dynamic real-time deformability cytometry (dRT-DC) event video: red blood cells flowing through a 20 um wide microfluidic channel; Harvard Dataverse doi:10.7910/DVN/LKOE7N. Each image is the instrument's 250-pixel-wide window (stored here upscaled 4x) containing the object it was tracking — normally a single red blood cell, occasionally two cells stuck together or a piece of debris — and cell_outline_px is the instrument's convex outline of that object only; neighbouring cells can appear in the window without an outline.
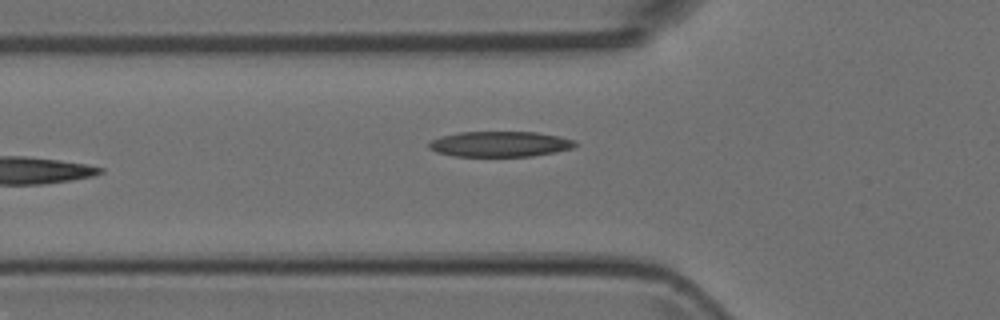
{"species": "Egyptian fruit bat (a non-hibernating species)", "species_latin": "Rousettus aegyptiacus", "temperature_condition": "room temperature", "stored_images_in_passage": 6, "camera_frame_rate_fps": 3000, "um_per_image_px": 0.085, "animal": {"sex": "female"}, "frame": {"image": 1, "passage_image": 6, "time_ms": 1.667, "image_size_px": [1000, 320], "cell_outline_px": [[580, 144], [572, 148], [556, 152], [532, 156], [452, 156], [436, 152], [428, 148], [428, 144], [432, 140], [440, 136], [460, 132], [536, 132], [560, 136], [576, 140]], "centroid_in_image_um": [42.53, 12.24], "position_along_channel_um": 83.3, "area_um2": 21.91}}